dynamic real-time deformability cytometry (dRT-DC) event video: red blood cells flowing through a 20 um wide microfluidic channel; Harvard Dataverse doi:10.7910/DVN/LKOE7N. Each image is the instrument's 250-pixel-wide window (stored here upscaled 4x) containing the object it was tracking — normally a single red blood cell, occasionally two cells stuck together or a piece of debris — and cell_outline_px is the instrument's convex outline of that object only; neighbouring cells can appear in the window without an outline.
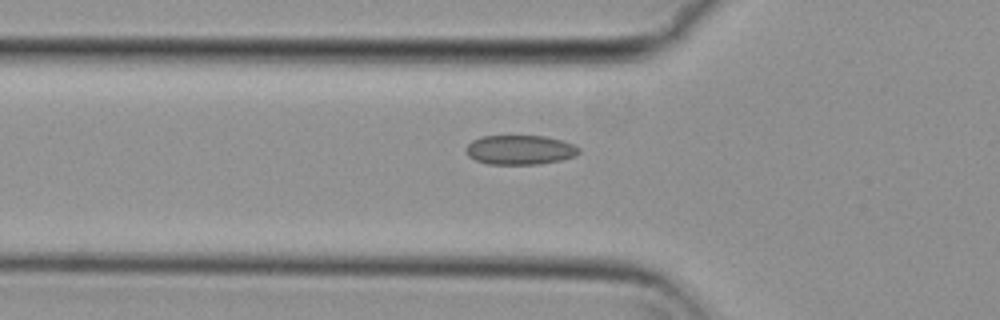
{"species": "common noctule bat (a hibernating species)", "species_latin": "Nyctalus noctula", "temperature_condition": "cold", "stored_images_in_passage": 41, "camera_frame_rate_fps": 3000, "um_per_image_px": 0.085, "animal": {"sex": "female", "body_mass_g": 29.2, "forearm_length_mm": 56.3}, "frame": {"image": 1, "passage_image": 4, "time_ms": 1.0, "image_size_px": [1000, 320], "cell_outline_px": [[580, 152], [576, 156], [560, 160], [540, 164], [488, 164], [476, 160], [468, 156], [464, 148], [472, 140], [480, 136], [544, 136], [560, 140], [572, 144], [580, 148]], "centroid_in_image_um": [44.17, 12.74], "position_along_channel_um": 81.6, "area_um2": 19.42}}
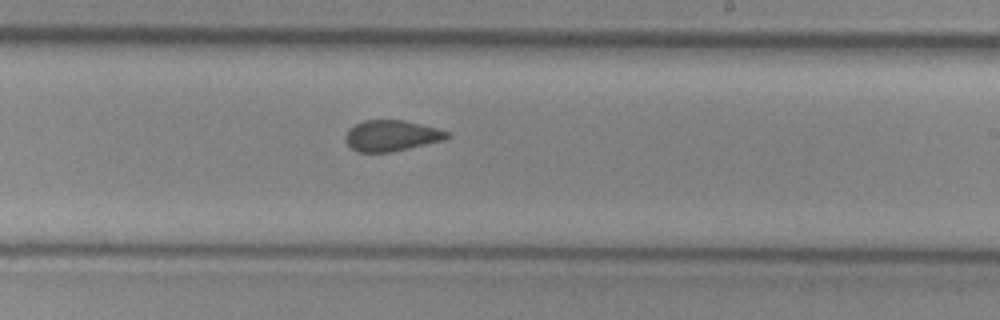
{"frame": {"image": 2, "passage_image": 18, "time_ms": 5.667, "image_size_px": [1000, 320], "cell_outline_px": [[452, 136], [444, 140], [392, 152], [356, 152], [344, 140], [344, 136], [348, 128], [364, 120], [404, 120], [436, 128], [448, 132]], "centroid_in_image_um": [33.25, 11.53], "position_along_channel_um": 255.7, "area_um2": 18.38}}
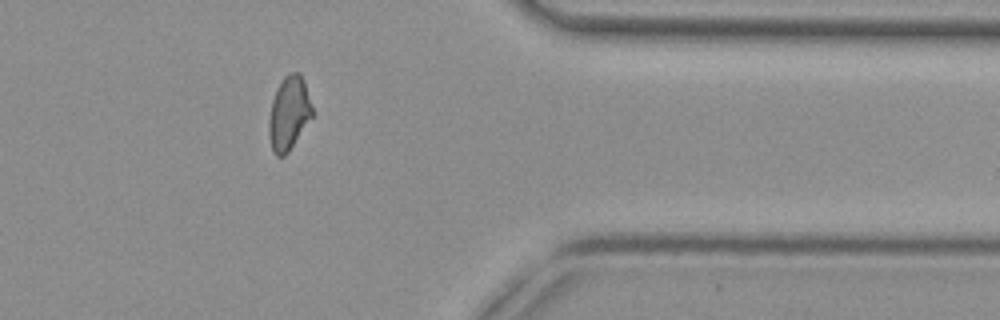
{"frame": {"image": 3, "passage_image": 30, "time_ms": 9.667, "image_size_px": [1000, 320], "cell_outline_px": [[312, 116], [288, 152], [284, 156], [276, 156], [272, 148], [268, 132], [268, 120], [272, 100], [276, 88], [284, 76], [292, 72], [300, 72], [304, 80], [312, 108]], "centroid_in_image_um": [24.53, 9.6], "position_along_channel_um": 386.9, "area_um2": 18.44}, "authors_computed_cell_mechanics": {"area_um2": 18.7272, "velocity_mm_per_s": 3.7197, "shape_relaxation_time_tau1_ms": 11.3638, "shape_relaxation_time_tau2_ms": 2.0801, "deformation_change_tau1": 0.1422, "deformation_change_tau2": 0.0673}}